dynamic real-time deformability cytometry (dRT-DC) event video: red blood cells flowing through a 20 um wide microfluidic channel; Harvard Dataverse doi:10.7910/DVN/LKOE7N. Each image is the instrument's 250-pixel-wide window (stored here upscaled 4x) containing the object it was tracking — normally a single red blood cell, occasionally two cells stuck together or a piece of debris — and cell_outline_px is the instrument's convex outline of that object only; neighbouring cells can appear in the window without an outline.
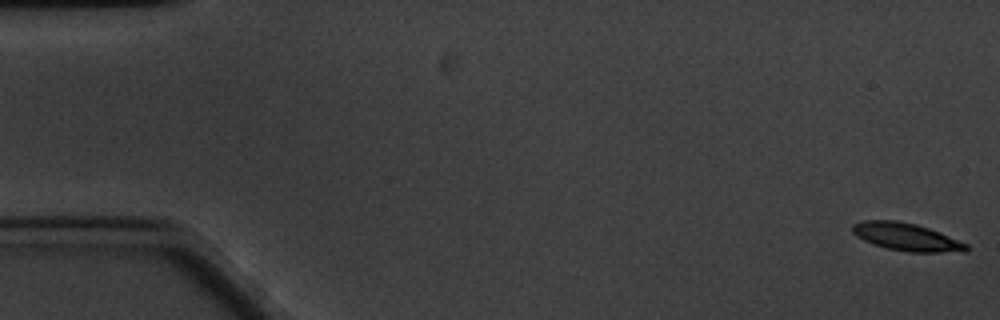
{"species": "common noctule bat (a hibernating species)", "species_latin": "Nyctalus noctula", "temperature_condition": "cold", "stored_images_in_passage": 62, "camera_frame_rate_fps": 3000, "um_per_image_px": 0.085, "animal": {"sex": "male", "body_mass_g": 20.1, "forearm_length_mm": 53.5}, "frame": {"image": 1, "passage_image": 1, "time_ms": 0.0, "image_size_px": [1000, 320], "cell_outline_px": [[968, 248], [964, 252], [908, 252], [884, 248], [872, 244], [856, 236], [852, 232], [852, 224], [864, 220], [896, 220], [916, 224], [940, 232], [968, 244]], "centroid_in_image_um": [77.03, 20.14], "position_along_channel_um": 8.0, "area_um2": 18.5}}
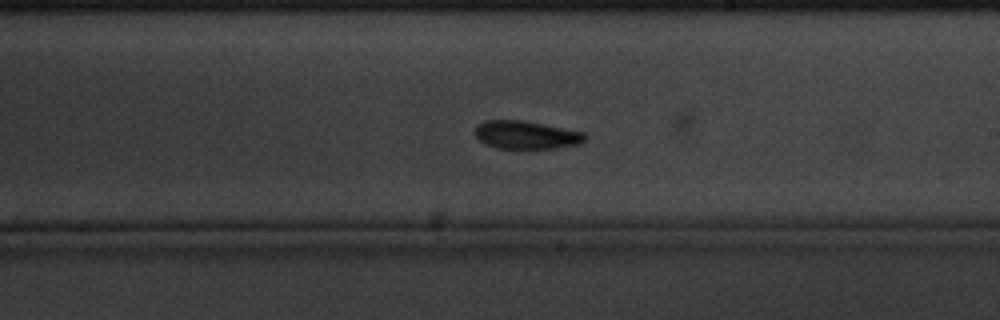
{"frame": {"image": 2, "passage_image": 35, "time_ms": 11.333, "image_size_px": [1000, 320], "cell_outline_px": [[588, 136], [580, 144], [532, 152], [496, 148], [484, 144], [472, 132], [476, 124], [484, 120], [524, 120], [584, 132]], "centroid_in_image_um": [44.69, 11.51], "position_along_channel_um": 244.3, "area_um2": 19.13}}
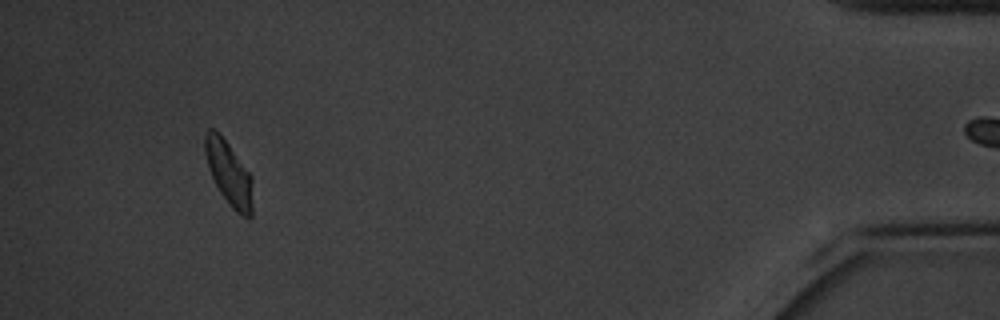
{"frame": {"image": 3, "passage_image": 57, "time_ms": 18.667, "image_size_px": [1000, 320], "cell_outline_px": [[252, 216], [248, 220], [240, 216], [232, 208], [220, 192], [212, 176], [204, 152], [204, 136], [208, 128], [212, 128], [228, 144], [252, 176]], "centroid_in_image_um": [19.47, 14.78], "position_along_channel_um": 415.7, "area_um2": 17.63}, "authors_computed_cell_mechanics": {"area_um2": 18.3804, "velocity_mm_per_s": 3.2728, "shape_relaxation_time_tau1_ms": 2.4756, "shape_relaxation_time_tau2_ms": 7.4075, "deformation_change_tau1": 0.1057, "deformation_change_tau2": 0.1149}}